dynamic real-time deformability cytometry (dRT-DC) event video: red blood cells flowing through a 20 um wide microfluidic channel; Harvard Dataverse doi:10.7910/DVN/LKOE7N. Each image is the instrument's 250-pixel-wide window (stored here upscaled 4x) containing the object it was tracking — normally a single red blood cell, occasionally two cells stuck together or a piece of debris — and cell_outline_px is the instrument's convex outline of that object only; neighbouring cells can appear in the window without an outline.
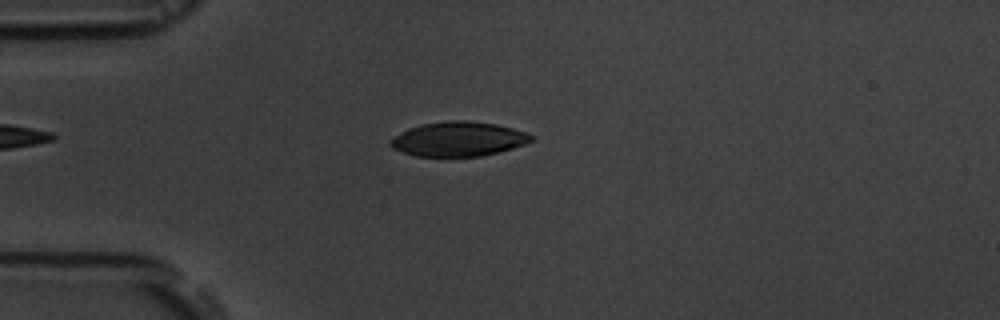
{"species": "common noctule bat (a hibernating species)", "species_latin": "Nyctalus noctula", "temperature_condition": "room temperature", "stored_images_in_passage": 9, "camera_frame_rate_fps": 3000, "um_per_image_px": 0.085, "animal": {"sex": "male", "body_mass_g": 19.5, "forearm_length_mm": 54.6}, "frame": {"image": 1, "passage_image": 4, "time_ms": 3.333, "image_size_px": [1000, 320], "cell_outline_px": [[536, 140], [512, 148], [480, 156], [416, 156], [392, 148], [388, 144], [388, 140], [408, 128], [424, 124], [452, 120], [468, 120], [496, 124], [512, 128], [536, 136]], "centroid_in_image_um": [38.97, 11.81], "position_along_channel_um": 46.0, "area_um2": 28.21}}
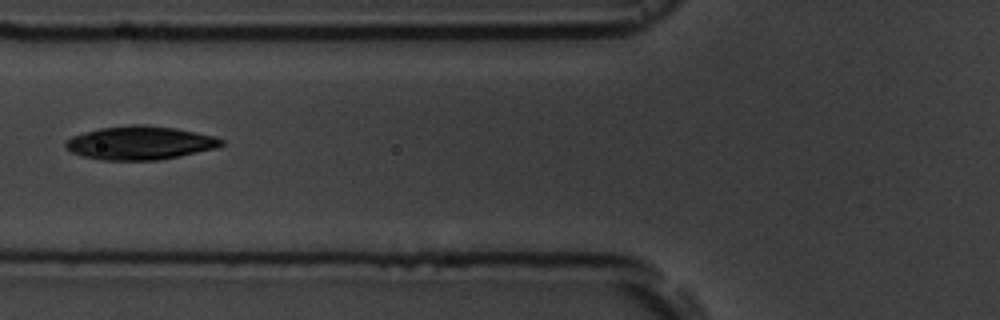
{"frame": {"image": 2, "passage_image": 6, "time_ms": 5.667, "image_size_px": [1000, 320], "cell_outline_px": [[224, 144], [216, 148], [180, 156], [156, 160], [100, 160], [80, 156], [64, 148], [64, 140], [72, 136], [100, 128], [132, 124], [144, 124], [176, 128], [216, 136], [224, 140]], "centroid_in_image_um": [11.88, 12.14], "position_along_channel_um": 113.9, "area_um2": 30.69}}
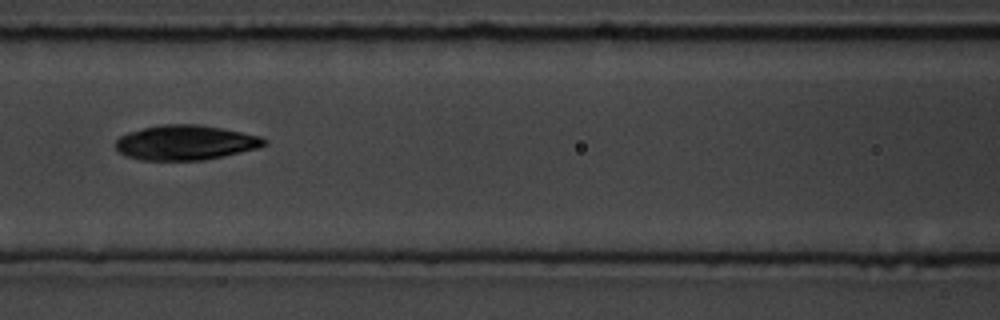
{"frame": {"image": 3, "passage_image": 7, "time_ms": 6.667, "image_size_px": [1000, 320], "cell_outline_px": [[268, 144], [256, 148], [224, 156], [204, 160], [140, 160], [124, 156], [116, 148], [116, 140], [120, 136], [128, 132], [144, 128], [164, 124], [200, 124], [260, 136], [268, 140]], "centroid_in_image_um": [15.75, 12.12], "position_along_channel_um": 150.8, "area_um2": 30.11}}